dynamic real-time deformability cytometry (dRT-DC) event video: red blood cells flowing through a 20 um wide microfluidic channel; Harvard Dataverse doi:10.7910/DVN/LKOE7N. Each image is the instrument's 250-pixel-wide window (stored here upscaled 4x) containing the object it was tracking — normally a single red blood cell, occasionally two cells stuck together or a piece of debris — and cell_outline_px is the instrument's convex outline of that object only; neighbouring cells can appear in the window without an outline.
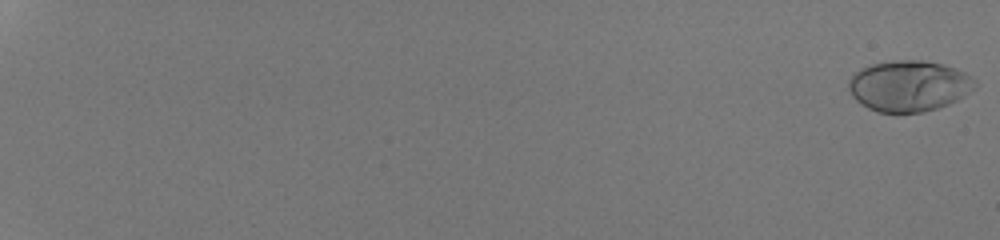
{"species": "human", "species_latin": "Homo sapiens", "temperature_condition": "room temperature", "stored_images_in_passage": 54, "camera_frame_rate_fps": 3000, "um_per_image_px": 0.085, "donor": {"sex": "male"}, "frame": {"image": 1, "passage_image": 1, "time_ms": 0.0, "image_size_px": [1000, 240], "cell_outline_px": [[976, 88], [956, 100], [948, 104], [924, 112], [876, 112], [860, 104], [852, 96], [848, 88], [848, 80], [860, 68], [872, 64], [896, 60], [924, 60], [944, 64], [956, 68], [964, 72], [976, 80]], "centroid_in_image_um": [77.25, 7.3], "position_along_channel_um": 7.7, "area_um2": 37.63}}
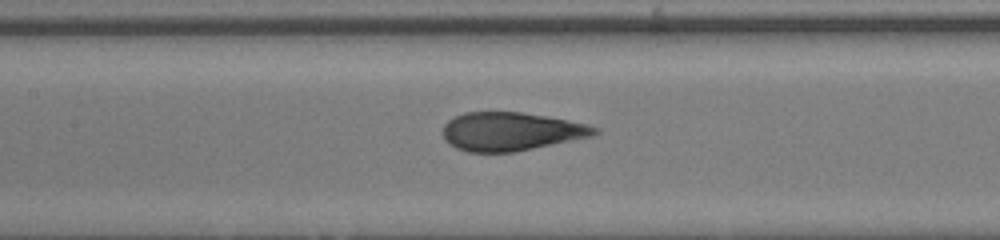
{"frame": {"image": 2, "passage_image": 31, "time_ms": 10.0, "image_size_px": [1000, 240], "cell_outline_px": [[600, 132], [592, 136], [516, 152], [468, 152], [456, 148], [448, 144], [444, 140], [444, 124], [448, 120], [464, 112], [520, 112], [544, 116], [588, 124], [600, 128]], "centroid_in_image_um": [43.43, 11.18], "position_along_channel_um": 164.0, "area_um2": 33.99}}
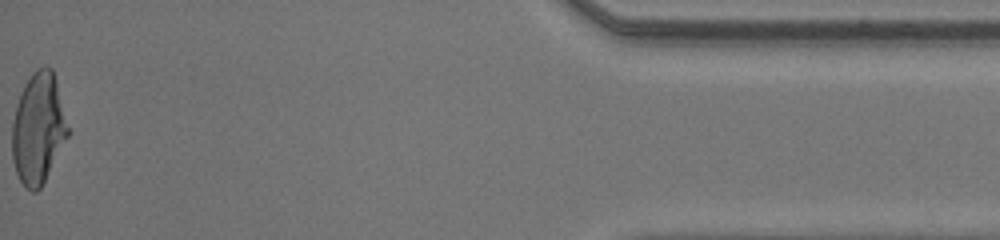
{"frame": {"image": 3, "passage_image": 54, "time_ms": 17.667, "image_size_px": [1000, 240], "cell_outline_px": [[72, 132], [40, 188], [36, 192], [32, 192], [24, 188], [16, 172], [12, 160], [12, 124], [16, 104], [24, 84], [32, 72], [36, 68], [52, 68], [56, 80]], "centroid_in_image_um": [3.28, 10.94], "position_along_channel_um": 431.9, "area_um2": 36.7}, "authors_computed_cell_mechanics": {"area_um2": 35.4892, "velocity_mm_per_s": 4.3263, "shape_relaxation_time_tau1_ms": 5.2402, "shape_relaxation_time_tau2_ms": null, "deformation_change_tau1": 0.248, "deformation_change_tau2": null}}